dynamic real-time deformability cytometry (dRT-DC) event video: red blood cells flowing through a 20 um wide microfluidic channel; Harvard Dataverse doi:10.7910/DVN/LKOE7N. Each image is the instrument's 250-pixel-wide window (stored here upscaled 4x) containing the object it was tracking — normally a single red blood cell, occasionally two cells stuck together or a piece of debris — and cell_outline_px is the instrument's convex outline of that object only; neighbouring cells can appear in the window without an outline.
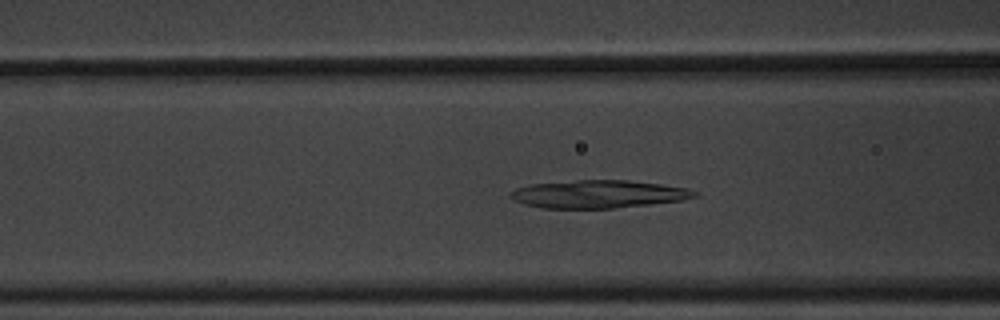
{"species": "common noctule bat (a hibernating species)", "species_latin": "Nyctalus noctula", "temperature_condition": "warm", "stored_images_in_passage": 61, "camera_frame_rate_fps": 3000, "um_per_image_px": 0.085, "animal": {"sex": "male", "body_mass_g": 20.1, "forearm_length_mm": 53.5}, "frame": {"image": 1, "passage_image": 24, "time_ms": 7.667, "image_size_px": [1000, 320], "cell_outline_px": [[700, 196], [684, 200], [612, 208], [540, 208], [524, 204], [512, 200], [508, 196], [508, 192], [516, 188], [528, 184], [576, 180], [628, 180], [660, 184], [688, 188], [700, 192]], "centroid_in_image_um": [50.84, 16.49], "position_along_channel_um": 115.8, "area_um2": 30.23}}
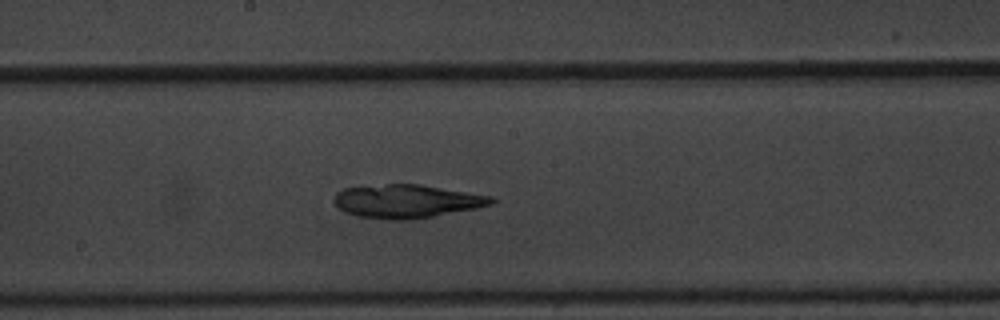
{"frame": {"image": 2, "passage_image": 33, "time_ms": 10.667, "image_size_px": [1000, 320], "cell_outline_px": [[496, 200], [492, 204], [476, 208], [432, 216], [408, 220], [388, 220], [356, 216], [344, 212], [332, 200], [336, 192], [344, 188], [388, 184], [420, 184], [492, 196]], "centroid_in_image_um": [34.54, 17.11], "position_along_channel_um": 213.7, "area_um2": 30.58}}
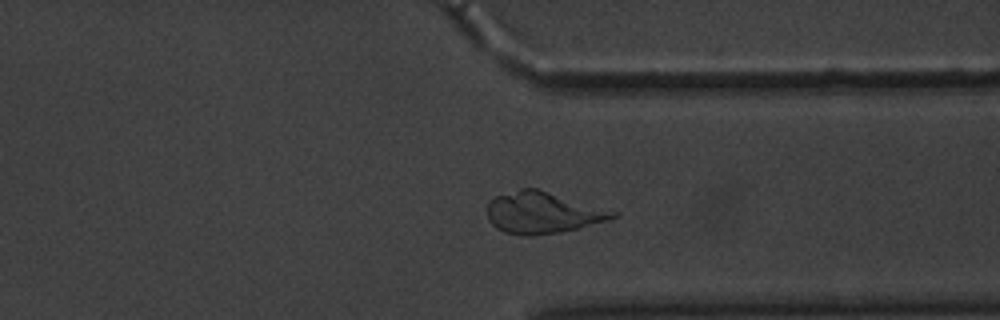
{"frame": {"image": 3, "passage_image": 47, "time_ms": 15.333, "image_size_px": [1000, 320], "cell_outline_px": [[620, 216], [576, 228], [560, 232], [528, 236], [524, 236], [504, 232], [496, 228], [488, 220], [488, 204], [496, 196], [520, 188], [536, 188], [620, 212]], "centroid_in_image_um": [46.13, 18.07], "position_along_channel_um": 365.3, "area_um2": 30.17}}